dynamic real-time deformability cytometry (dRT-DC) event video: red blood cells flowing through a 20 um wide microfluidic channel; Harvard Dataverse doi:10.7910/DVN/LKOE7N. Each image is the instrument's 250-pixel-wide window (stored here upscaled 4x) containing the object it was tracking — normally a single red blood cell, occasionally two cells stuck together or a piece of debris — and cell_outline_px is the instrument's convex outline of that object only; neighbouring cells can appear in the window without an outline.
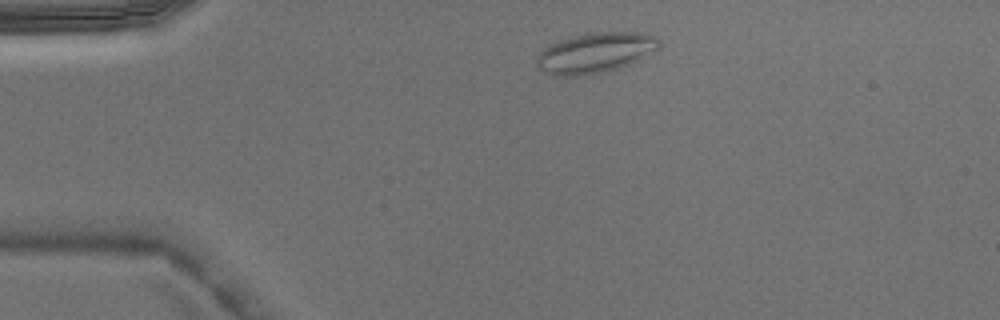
{"species": "Egyptian fruit bat (a non-hibernating species)", "species_latin": "Rousettus aegyptiacus", "temperature_condition": "warm", "stored_images_in_passage": 3, "camera_frame_rate_fps": 3000, "um_per_image_px": 0.085, "animal": {"sex": "male"}, "frame": {"image": 1, "passage_image": 3, "time_ms": 0.667, "image_size_px": [1000, 320], "cell_outline_px": [[660, 44], [656, 48], [636, 60], [628, 64], [604, 72], [576, 76], [552, 76], [536, 68], [536, 56], [548, 44], [568, 36], [588, 32], [644, 32], [656, 36], [660, 40]], "centroid_in_image_um": [50.5, 4.47], "position_along_channel_um": 34.5, "area_um2": 28.96}}